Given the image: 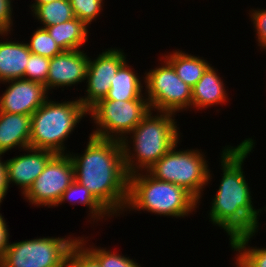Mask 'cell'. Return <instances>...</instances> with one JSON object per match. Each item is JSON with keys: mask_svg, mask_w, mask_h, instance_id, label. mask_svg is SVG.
Returning a JSON list of instances; mask_svg holds the SVG:
<instances>
[{"mask_svg": "<svg viewBox=\"0 0 266 267\" xmlns=\"http://www.w3.org/2000/svg\"><path fill=\"white\" fill-rule=\"evenodd\" d=\"M177 50L170 52V54L168 53L167 55L164 54L162 57L172 65L177 76L193 88L203 76L206 69L212 64L203 57H197L185 53V51Z\"/></svg>", "mask_w": 266, "mask_h": 267, "instance_id": "obj_19", "label": "cell"}, {"mask_svg": "<svg viewBox=\"0 0 266 267\" xmlns=\"http://www.w3.org/2000/svg\"><path fill=\"white\" fill-rule=\"evenodd\" d=\"M74 180V166L69 154H55L23 195L24 199L34 207H56L63 192Z\"/></svg>", "mask_w": 266, "mask_h": 267, "instance_id": "obj_10", "label": "cell"}, {"mask_svg": "<svg viewBox=\"0 0 266 267\" xmlns=\"http://www.w3.org/2000/svg\"><path fill=\"white\" fill-rule=\"evenodd\" d=\"M49 63V58L31 53L28 64H26L24 79L45 85L49 73Z\"/></svg>", "mask_w": 266, "mask_h": 267, "instance_id": "obj_27", "label": "cell"}, {"mask_svg": "<svg viewBox=\"0 0 266 267\" xmlns=\"http://www.w3.org/2000/svg\"><path fill=\"white\" fill-rule=\"evenodd\" d=\"M152 113L153 110H150L143 117L129 134L131 137L126 136L121 141L128 176L142 171L147 172L173 146L180 144L181 132L174 118L175 113L162 111H158L156 115Z\"/></svg>", "mask_w": 266, "mask_h": 267, "instance_id": "obj_3", "label": "cell"}, {"mask_svg": "<svg viewBox=\"0 0 266 267\" xmlns=\"http://www.w3.org/2000/svg\"><path fill=\"white\" fill-rule=\"evenodd\" d=\"M88 138L83 154L68 153L75 180L85 186L112 216H119L126 208L129 186L121 141L91 134Z\"/></svg>", "mask_w": 266, "mask_h": 267, "instance_id": "obj_2", "label": "cell"}, {"mask_svg": "<svg viewBox=\"0 0 266 267\" xmlns=\"http://www.w3.org/2000/svg\"><path fill=\"white\" fill-rule=\"evenodd\" d=\"M214 66H209L200 80L192 88L191 108L203 110L212 105L228 102V94L221 77Z\"/></svg>", "mask_w": 266, "mask_h": 267, "instance_id": "obj_16", "label": "cell"}, {"mask_svg": "<svg viewBox=\"0 0 266 267\" xmlns=\"http://www.w3.org/2000/svg\"><path fill=\"white\" fill-rule=\"evenodd\" d=\"M75 17L87 26L102 12L104 0H69ZM103 3V4H102Z\"/></svg>", "mask_w": 266, "mask_h": 267, "instance_id": "obj_26", "label": "cell"}, {"mask_svg": "<svg viewBox=\"0 0 266 267\" xmlns=\"http://www.w3.org/2000/svg\"><path fill=\"white\" fill-rule=\"evenodd\" d=\"M84 236L78 237V242L98 261L101 267H141L140 264L136 263L135 260L130 259L129 257L120 255L119 253L111 252L107 248H97L92 245L86 247V238L84 241ZM86 245V246H85Z\"/></svg>", "mask_w": 266, "mask_h": 267, "instance_id": "obj_24", "label": "cell"}, {"mask_svg": "<svg viewBox=\"0 0 266 267\" xmlns=\"http://www.w3.org/2000/svg\"><path fill=\"white\" fill-rule=\"evenodd\" d=\"M31 116L0 112V153L29 147Z\"/></svg>", "mask_w": 266, "mask_h": 267, "instance_id": "obj_15", "label": "cell"}, {"mask_svg": "<svg viewBox=\"0 0 266 267\" xmlns=\"http://www.w3.org/2000/svg\"><path fill=\"white\" fill-rule=\"evenodd\" d=\"M65 201L69 202L71 205H76L77 203L87 208L89 207L88 212L90 213L88 215L93 223L95 220H103V218H107V216L108 218L112 217V214L94 197V195L76 180L63 192L56 206L62 205Z\"/></svg>", "mask_w": 266, "mask_h": 267, "instance_id": "obj_21", "label": "cell"}, {"mask_svg": "<svg viewBox=\"0 0 266 267\" xmlns=\"http://www.w3.org/2000/svg\"><path fill=\"white\" fill-rule=\"evenodd\" d=\"M27 45L32 54L41 55L49 59L63 52L46 28L42 27H38L33 32Z\"/></svg>", "mask_w": 266, "mask_h": 267, "instance_id": "obj_25", "label": "cell"}, {"mask_svg": "<svg viewBox=\"0 0 266 267\" xmlns=\"http://www.w3.org/2000/svg\"><path fill=\"white\" fill-rule=\"evenodd\" d=\"M176 144L147 172L155 179L170 182L188 191L200 203L203 188L210 184V173L205 153L199 149L176 150Z\"/></svg>", "mask_w": 266, "mask_h": 267, "instance_id": "obj_6", "label": "cell"}, {"mask_svg": "<svg viewBox=\"0 0 266 267\" xmlns=\"http://www.w3.org/2000/svg\"><path fill=\"white\" fill-rule=\"evenodd\" d=\"M9 86L0 97V112L32 115L49 97L45 86L28 79L3 82Z\"/></svg>", "mask_w": 266, "mask_h": 267, "instance_id": "obj_12", "label": "cell"}, {"mask_svg": "<svg viewBox=\"0 0 266 267\" xmlns=\"http://www.w3.org/2000/svg\"><path fill=\"white\" fill-rule=\"evenodd\" d=\"M254 146V140L247 138L236 147L225 146L221 152L222 178L208 215L209 221L214 226L221 227L230 241L259 230V213L263 208L255 209L253 206L252 194L242 166Z\"/></svg>", "mask_w": 266, "mask_h": 267, "instance_id": "obj_1", "label": "cell"}, {"mask_svg": "<svg viewBox=\"0 0 266 267\" xmlns=\"http://www.w3.org/2000/svg\"><path fill=\"white\" fill-rule=\"evenodd\" d=\"M252 11V12H251ZM249 11V16L251 18V22H253V26L256 32V38L258 42V46H260L261 51L266 50V9H252Z\"/></svg>", "mask_w": 266, "mask_h": 267, "instance_id": "obj_29", "label": "cell"}, {"mask_svg": "<svg viewBox=\"0 0 266 267\" xmlns=\"http://www.w3.org/2000/svg\"><path fill=\"white\" fill-rule=\"evenodd\" d=\"M0 267H2V258H0Z\"/></svg>", "mask_w": 266, "mask_h": 267, "instance_id": "obj_34", "label": "cell"}, {"mask_svg": "<svg viewBox=\"0 0 266 267\" xmlns=\"http://www.w3.org/2000/svg\"><path fill=\"white\" fill-rule=\"evenodd\" d=\"M7 222L5 218L0 213V258H2L5 254L9 246V232H8Z\"/></svg>", "mask_w": 266, "mask_h": 267, "instance_id": "obj_31", "label": "cell"}, {"mask_svg": "<svg viewBox=\"0 0 266 267\" xmlns=\"http://www.w3.org/2000/svg\"><path fill=\"white\" fill-rule=\"evenodd\" d=\"M89 57L82 50L63 51L50 59L45 88L59 89L80 84L86 79ZM80 82V83H79ZM57 87V88H56Z\"/></svg>", "mask_w": 266, "mask_h": 267, "instance_id": "obj_13", "label": "cell"}, {"mask_svg": "<svg viewBox=\"0 0 266 267\" xmlns=\"http://www.w3.org/2000/svg\"><path fill=\"white\" fill-rule=\"evenodd\" d=\"M198 204L184 188L157 180L148 172L129 176L128 200L124 211L143 210L160 216L180 218L188 217V214L199 207Z\"/></svg>", "mask_w": 266, "mask_h": 267, "instance_id": "obj_4", "label": "cell"}, {"mask_svg": "<svg viewBox=\"0 0 266 267\" xmlns=\"http://www.w3.org/2000/svg\"><path fill=\"white\" fill-rule=\"evenodd\" d=\"M87 114L88 110L79 99L59 103L48 97L31 115L29 147L68 154L64 141Z\"/></svg>", "mask_w": 266, "mask_h": 267, "instance_id": "obj_5", "label": "cell"}, {"mask_svg": "<svg viewBox=\"0 0 266 267\" xmlns=\"http://www.w3.org/2000/svg\"><path fill=\"white\" fill-rule=\"evenodd\" d=\"M161 66L144 73L145 97L150 110L177 113L191 109L192 88L177 76L172 65L163 57ZM163 63V64H162Z\"/></svg>", "mask_w": 266, "mask_h": 267, "instance_id": "obj_9", "label": "cell"}, {"mask_svg": "<svg viewBox=\"0 0 266 267\" xmlns=\"http://www.w3.org/2000/svg\"><path fill=\"white\" fill-rule=\"evenodd\" d=\"M46 30L63 51L79 50L88 41V26L77 17Z\"/></svg>", "mask_w": 266, "mask_h": 267, "instance_id": "obj_20", "label": "cell"}, {"mask_svg": "<svg viewBox=\"0 0 266 267\" xmlns=\"http://www.w3.org/2000/svg\"><path fill=\"white\" fill-rule=\"evenodd\" d=\"M3 153H0V204L2 200L7 195V191L9 189L8 181H7V172H6V160L2 161Z\"/></svg>", "mask_w": 266, "mask_h": 267, "instance_id": "obj_32", "label": "cell"}, {"mask_svg": "<svg viewBox=\"0 0 266 267\" xmlns=\"http://www.w3.org/2000/svg\"><path fill=\"white\" fill-rule=\"evenodd\" d=\"M126 60L116 72V75L111 82V87L108 94L101 100H147L143 93L142 79L138 73L127 64ZM141 79V80H140Z\"/></svg>", "mask_w": 266, "mask_h": 267, "instance_id": "obj_18", "label": "cell"}, {"mask_svg": "<svg viewBox=\"0 0 266 267\" xmlns=\"http://www.w3.org/2000/svg\"><path fill=\"white\" fill-rule=\"evenodd\" d=\"M78 238L39 237L9 243L2 267H67V258Z\"/></svg>", "mask_w": 266, "mask_h": 267, "instance_id": "obj_7", "label": "cell"}, {"mask_svg": "<svg viewBox=\"0 0 266 267\" xmlns=\"http://www.w3.org/2000/svg\"><path fill=\"white\" fill-rule=\"evenodd\" d=\"M12 0H0V36L9 35L13 25Z\"/></svg>", "mask_w": 266, "mask_h": 267, "instance_id": "obj_30", "label": "cell"}, {"mask_svg": "<svg viewBox=\"0 0 266 267\" xmlns=\"http://www.w3.org/2000/svg\"><path fill=\"white\" fill-rule=\"evenodd\" d=\"M149 111L147 100H99L88 110L96 125L91 135L122 141Z\"/></svg>", "mask_w": 266, "mask_h": 267, "instance_id": "obj_8", "label": "cell"}, {"mask_svg": "<svg viewBox=\"0 0 266 267\" xmlns=\"http://www.w3.org/2000/svg\"><path fill=\"white\" fill-rule=\"evenodd\" d=\"M24 155L16 156L6 160L7 181L15 184L24 195L34 180L43 172L48 161L55 155L46 149L27 147Z\"/></svg>", "mask_w": 266, "mask_h": 267, "instance_id": "obj_14", "label": "cell"}, {"mask_svg": "<svg viewBox=\"0 0 266 267\" xmlns=\"http://www.w3.org/2000/svg\"><path fill=\"white\" fill-rule=\"evenodd\" d=\"M53 1H56V0H35L29 7L31 8V11L33 12L39 5L47 4Z\"/></svg>", "mask_w": 266, "mask_h": 267, "instance_id": "obj_33", "label": "cell"}, {"mask_svg": "<svg viewBox=\"0 0 266 267\" xmlns=\"http://www.w3.org/2000/svg\"><path fill=\"white\" fill-rule=\"evenodd\" d=\"M256 233L243 234L229 241L232 250L237 253L236 267H266V248L248 246Z\"/></svg>", "mask_w": 266, "mask_h": 267, "instance_id": "obj_22", "label": "cell"}, {"mask_svg": "<svg viewBox=\"0 0 266 267\" xmlns=\"http://www.w3.org/2000/svg\"><path fill=\"white\" fill-rule=\"evenodd\" d=\"M35 19L40 21V26L46 28L49 26L67 22L75 15L69 0H56L47 4L39 5L32 13Z\"/></svg>", "mask_w": 266, "mask_h": 267, "instance_id": "obj_23", "label": "cell"}, {"mask_svg": "<svg viewBox=\"0 0 266 267\" xmlns=\"http://www.w3.org/2000/svg\"><path fill=\"white\" fill-rule=\"evenodd\" d=\"M67 267H101L98 261L77 242L70 250Z\"/></svg>", "mask_w": 266, "mask_h": 267, "instance_id": "obj_28", "label": "cell"}, {"mask_svg": "<svg viewBox=\"0 0 266 267\" xmlns=\"http://www.w3.org/2000/svg\"><path fill=\"white\" fill-rule=\"evenodd\" d=\"M31 52L27 43L19 41L0 42V82L24 78L26 64Z\"/></svg>", "mask_w": 266, "mask_h": 267, "instance_id": "obj_17", "label": "cell"}, {"mask_svg": "<svg viewBox=\"0 0 266 267\" xmlns=\"http://www.w3.org/2000/svg\"><path fill=\"white\" fill-rule=\"evenodd\" d=\"M126 60L123 50L117 48L106 49L94 60L89 57L86 95L78 98L87 110L106 97L116 72Z\"/></svg>", "mask_w": 266, "mask_h": 267, "instance_id": "obj_11", "label": "cell"}]
</instances>
